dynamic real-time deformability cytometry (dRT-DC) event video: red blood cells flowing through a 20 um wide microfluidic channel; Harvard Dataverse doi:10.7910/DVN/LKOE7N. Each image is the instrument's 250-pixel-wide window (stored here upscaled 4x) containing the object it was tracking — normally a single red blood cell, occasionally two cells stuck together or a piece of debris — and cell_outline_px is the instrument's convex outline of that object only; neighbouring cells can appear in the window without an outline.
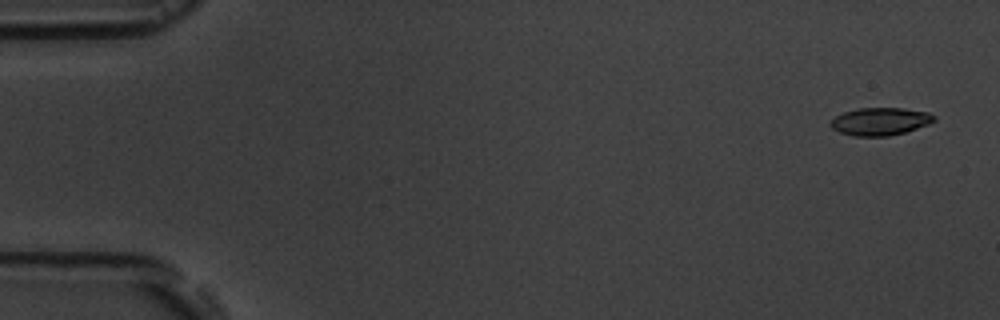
{"species": "common noctule bat (a hibernating species)", "species_latin": "Nyctalus noctula", "temperature_condition": "room temperature", "stored_images_in_passage": 5, "camera_frame_rate_fps": 3000, "um_per_image_px": 0.085, "animal": {"sex": "male", "body_mass_g": 19.5, "forearm_length_mm": 54.6}, "frame": {"image": 1, "passage_image": 1, "time_ms": 0.0, "image_size_px": [1000, 320], "cell_outline_px": [[936, 120], [928, 124], [904, 132], [888, 136], [852, 136], [840, 132], [832, 128], [828, 124], [836, 116], [844, 112], [860, 108], [904, 108], [928, 112], [936, 116]], "centroid_in_image_um": [74.82, 10.32], "position_along_channel_um": 10.2, "area_um2": 16.65}}
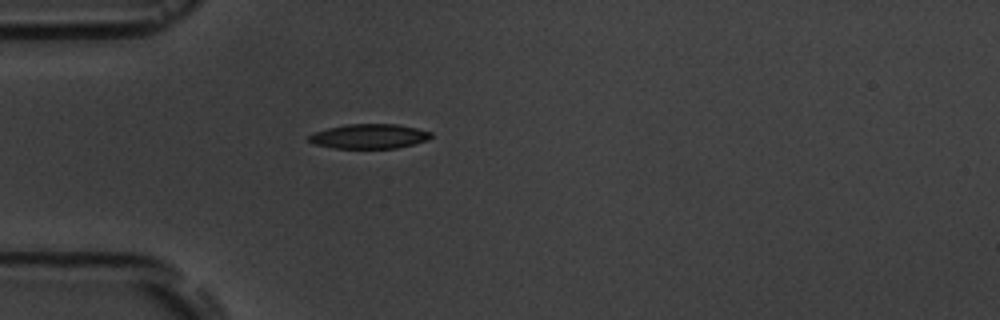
{"frame": {"image": 2, "passage_image": 5, "time_ms": 4.667, "image_size_px": [1000, 320], "cell_outline_px": [[432, 136], [428, 140], [396, 148], [332, 148], [312, 144], [308, 140], [308, 136], [312, 132], [344, 124], [396, 124], [416, 128], [432, 132]], "centroid_in_image_um": [31.33, 11.58], "position_along_channel_um": 53.7, "area_um2": 17.63}}